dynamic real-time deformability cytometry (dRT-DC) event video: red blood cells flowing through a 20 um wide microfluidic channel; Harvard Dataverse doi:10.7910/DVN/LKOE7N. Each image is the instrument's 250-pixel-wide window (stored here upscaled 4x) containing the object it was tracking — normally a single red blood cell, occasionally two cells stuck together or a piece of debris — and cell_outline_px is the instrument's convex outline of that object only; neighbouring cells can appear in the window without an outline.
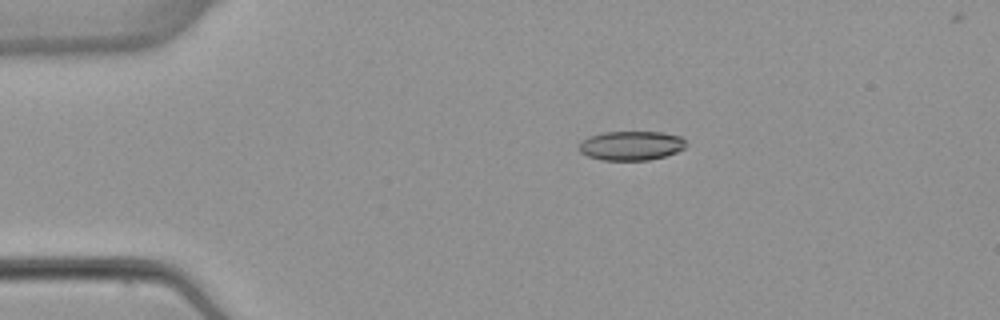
{"species": "common noctule bat (a hibernating species)", "species_latin": "Nyctalus noctula", "temperature_condition": "warm", "stored_images_in_passage": 5, "camera_frame_rate_fps": 3000, "um_per_image_px": 0.085, "animal": {"sex": "female", "body_mass_g": 22.7, "forearm_length_mm": 54.2}, "frame": {"image": 1, "passage_image": 3, "time_ms": 2.333, "image_size_px": [1000, 320], "cell_outline_px": [[688, 144], [684, 148], [676, 152], [664, 156], [648, 160], [604, 160], [588, 156], [580, 152], [580, 140], [588, 136], [604, 132], [660, 132], [680, 136]], "centroid_in_image_um": [53.64, 12.37], "position_along_channel_um": 31.4, "area_um2": 18.21}}
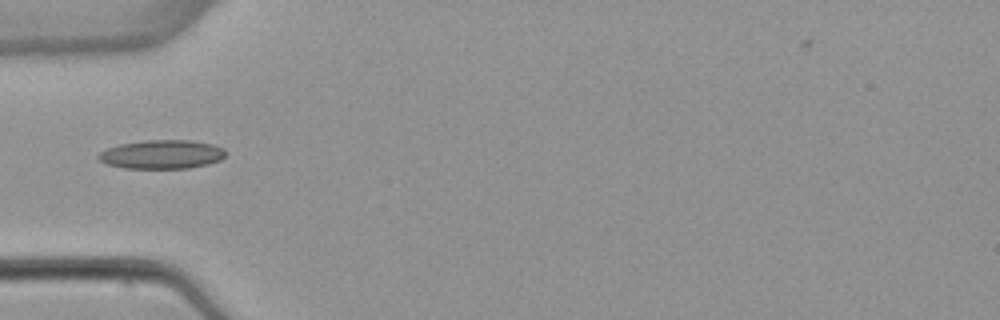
{"frame": {"image": 2, "passage_image": 5, "time_ms": 4.667, "image_size_px": [1000, 320], "cell_outline_px": [[224, 156], [220, 160], [208, 164], [188, 168], [124, 168], [108, 164], [100, 160], [96, 156], [100, 152], [108, 148], [120, 144], [144, 140], [188, 140], [212, 144], [224, 148]], "centroid_in_image_um": [13.75, 13.12], "position_along_channel_um": 71.3, "area_um2": 21.21}}